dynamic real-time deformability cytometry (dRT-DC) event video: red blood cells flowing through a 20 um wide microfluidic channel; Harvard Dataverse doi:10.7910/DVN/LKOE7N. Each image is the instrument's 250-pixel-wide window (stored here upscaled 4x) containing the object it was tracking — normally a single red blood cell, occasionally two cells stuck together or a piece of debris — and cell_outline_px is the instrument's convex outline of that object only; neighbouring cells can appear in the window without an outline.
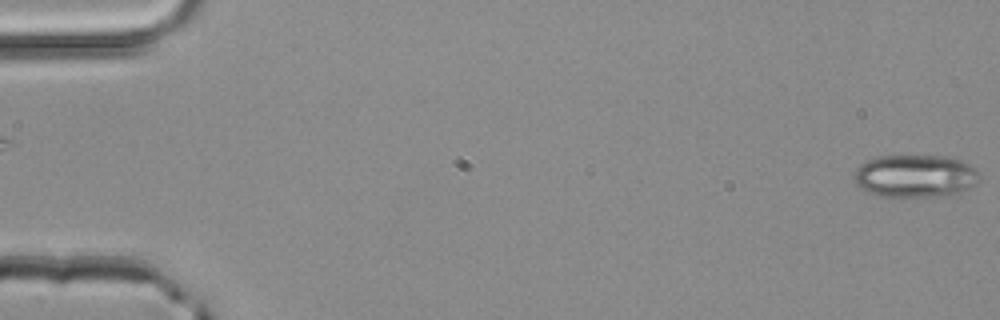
{"species": "common noctule bat (a hibernating species)", "species_latin": "Nyctalus noctula", "temperature_condition": "room temperature", "stored_images_in_passage": 4, "camera_frame_rate_fps": 3000, "um_per_image_px": 0.085, "animal": {"sex": "male", "body_mass_g": 20.4}, "frame": {"image": 1, "passage_image": 1, "time_ms": 0.0, "image_size_px": [1000, 320], "cell_outline_px": [[980, 176], [976, 184], [960, 192], [944, 196], [876, 196], [860, 188], [856, 184], [852, 176], [852, 172], [860, 164], [868, 160], [880, 156], [948, 156], [960, 160], [968, 164], [980, 172]], "centroid_in_image_um": [77.77, 14.96], "position_along_channel_um": 7.2, "area_um2": 31.39}}